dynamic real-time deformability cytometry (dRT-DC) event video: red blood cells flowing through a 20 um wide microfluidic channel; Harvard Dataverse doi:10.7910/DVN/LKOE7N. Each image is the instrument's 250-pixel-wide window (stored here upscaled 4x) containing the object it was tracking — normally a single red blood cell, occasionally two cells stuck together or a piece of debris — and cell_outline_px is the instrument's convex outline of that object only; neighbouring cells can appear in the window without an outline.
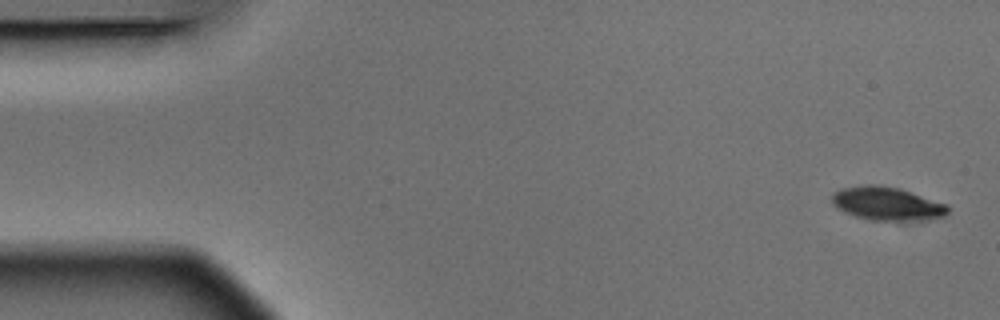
{"species": "Egyptian fruit bat (a non-hibernating species)", "species_latin": "Rousettus aegyptiacus", "temperature_condition": "warm", "stored_images_in_passage": 5, "camera_frame_rate_fps": 3000, "um_per_image_px": 0.085, "animal": {"sex": "male"}, "frame": {"image": 1, "passage_image": 1, "time_ms": 0.0, "image_size_px": [1000, 320], "cell_outline_px": [[948, 212], [944, 216], [908, 224], [872, 220], [856, 216], [844, 212], [832, 204], [832, 192], [840, 188], [868, 184], [872, 184], [900, 188], [948, 204]], "centroid_in_image_um": [75.44, 17.35], "position_along_channel_um": 9.6, "area_um2": 23.41}}
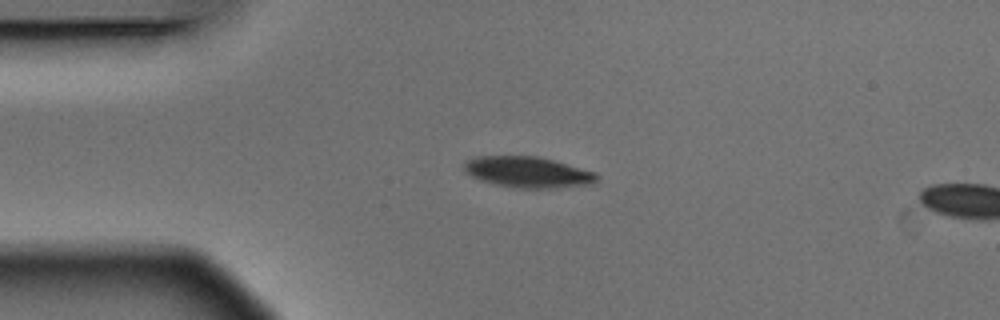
{"frame": {"image": 2, "passage_image": 4, "time_ms": 1.0, "image_size_px": [1000, 320], "cell_outline_px": [[600, 176], [596, 180], [588, 184], [556, 188], [516, 188], [496, 184], [480, 180], [464, 172], [464, 164], [468, 160], [476, 156], [536, 156], [552, 160], [596, 172]], "centroid_in_image_um": [44.85, 14.63], "position_along_channel_um": 40.2, "area_um2": 23.76}}